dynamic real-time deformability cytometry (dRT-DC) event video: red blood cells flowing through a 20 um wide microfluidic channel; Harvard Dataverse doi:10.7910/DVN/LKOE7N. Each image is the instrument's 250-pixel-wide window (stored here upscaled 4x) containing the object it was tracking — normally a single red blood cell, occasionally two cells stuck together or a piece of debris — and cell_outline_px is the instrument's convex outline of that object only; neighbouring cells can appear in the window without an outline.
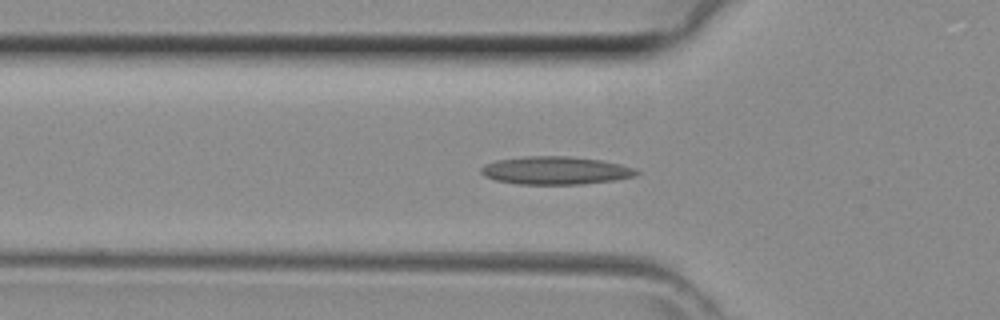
{"species": "common noctule bat (a hibernating species)", "species_latin": "Nyctalus noctula", "temperature_condition": "room temperature", "stored_images_in_passage": 35, "segment_of_instrument_passage": [1, 2], "camera_frame_rate_fps": 3000, "um_per_image_px": 0.085, "animal": {"sex": "female", "body_mass_g": 29.2, "forearm_length_mm": 56.3}, "frame": {"image": 1, "passage_image": 5, "time_ms": 1.333, "image_size_px": [1000, 320], "cell_outline_px": [[640, 172], [636, 176], [616, 180], [584, 184], [516, 184], [496, 180], [484, 176], [480, 172], [480, 168], [484, 164], [496, 160], [524, 156], [568, 156], [600, 160], [620, 164], [636, 168]], "centroid_in_image_um": [47.22, 14.49], "position_along_channel_um": 78.6, "area_um2": 25.55}}
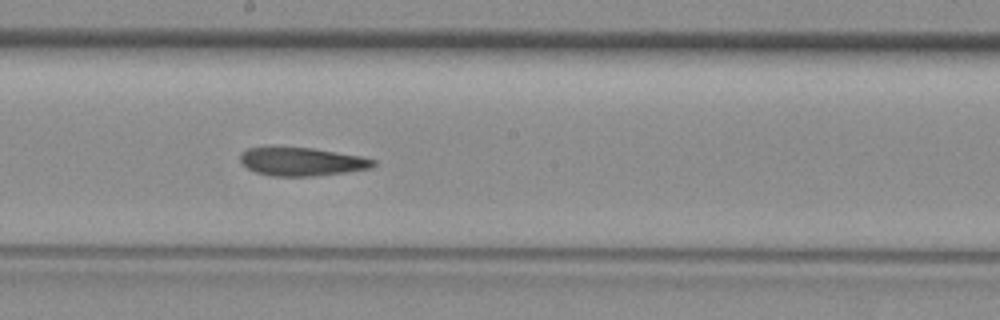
{"frame": {"image": 2, "passage_image": 14, "time_ms": 4.333, "image_size_px": [1000, 320], "cell_outline_px": [[376, 164], [372, 168], [344, 172], [312, 176], [272, 176], [256, 172], [248, 168], [240, 160], [240, 152], [248, 148], [312, 148], [360, 156], [376, 160]], "centroid_in_image_um": [25.67, 13.75], "position_along_channel_um": 222.5, "area_um2": 21.62}}
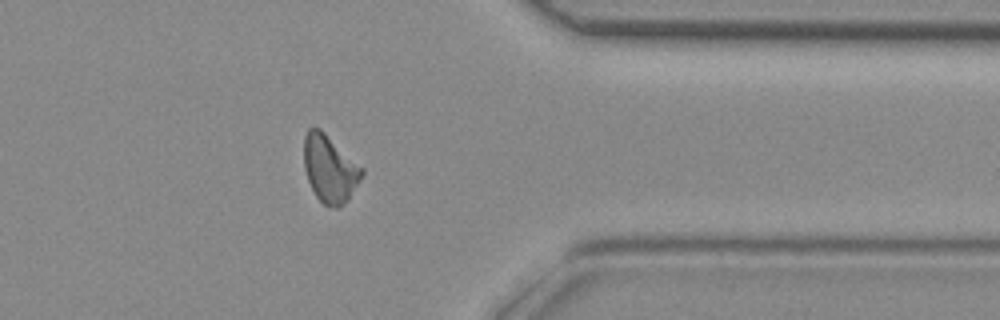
{"frame": {"image": 3, "passage_image": 25, "time_ms": 8.0, "image_size_px": [1000, 320], "cell_outline_px": [[364, 172], [360, 180], [348, 200], [340, 208], [336, 208], [324, 204], [316, 196], [308, 180], [304, 168], [304, 136], [308, 128], [320, 128], [364, 168]], "centroid_in_image_um": [28.04, 14.34], "position_along_channel_um": 383.4, "area_um2": 22.72}}